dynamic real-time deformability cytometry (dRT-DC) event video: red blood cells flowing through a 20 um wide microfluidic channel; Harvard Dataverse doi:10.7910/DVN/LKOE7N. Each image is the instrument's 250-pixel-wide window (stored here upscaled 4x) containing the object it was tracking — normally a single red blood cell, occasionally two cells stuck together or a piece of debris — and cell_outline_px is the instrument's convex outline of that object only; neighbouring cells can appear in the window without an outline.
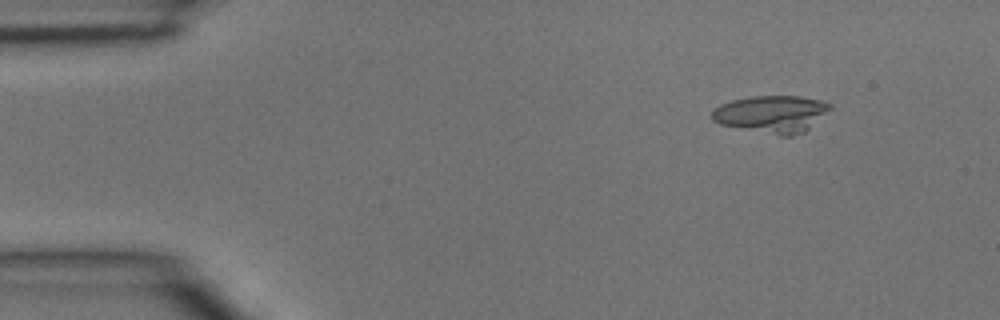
{"species": "common noctule bat (a hibernating species)", "species_latin": "Nyctalus noctula", "temperature_condition": "room temperature", "stored_images_in_passage": 4, "camera_frame_rate_fps": 3000, "um_per_image_px": 0.085, "animal": {"sex": "male", "body_mass_g": 15.6}, "frame": {"image": 1, "passage_image": 2, "time_ms": 0.333, "image_size_px": [1000, 320], "cell_outline_px": [[832, 108], [804, 132], [792, 136], [780, 136], [720, 124], [712, 120], [712, 108], [720, 104], [732, 100], [752, 96], [800, 96], [820, 100], [832, 104]], "centroid_in_image_um": [65.59, 9.69], "position_along_channel_um": 19.4, "area_um2": 25.66}}
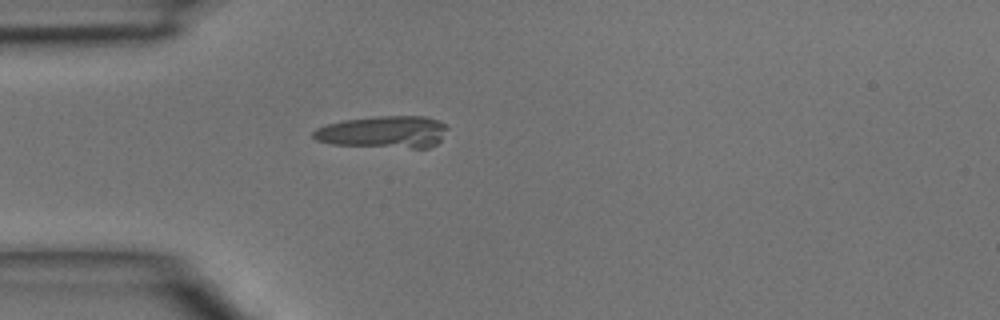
{"frame": {"image": 2, "passage_image": 4, "time_ms": 1.0, "image_size_px": [1000, 320], "cell_outline_px": [[448, 128], [440, 140], [436, 144], [428, 148], [412, 148], [332, 144], [316, 140], [312, 136], [312, 132], [316, 128], [328, 124], [344, 120], [376, 116], [424, 116], [448, 124]], "centroid_in_image_um": [32.62, 11.21], "position_along_channel_um": 52.4, "area_um2": 25.09}}